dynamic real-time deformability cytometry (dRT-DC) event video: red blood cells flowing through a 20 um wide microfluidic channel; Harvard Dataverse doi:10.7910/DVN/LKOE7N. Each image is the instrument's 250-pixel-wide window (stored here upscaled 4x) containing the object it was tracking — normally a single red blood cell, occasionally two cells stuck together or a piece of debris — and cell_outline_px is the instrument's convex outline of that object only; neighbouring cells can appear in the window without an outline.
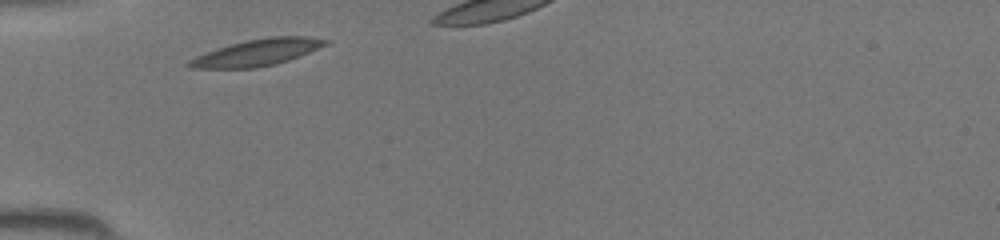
{"species": "common noctule bat (a hibernating species)", "species_latin": "Nyctalus noctula", "temperature_condition": "room temperature", "stored_images_in_passage": 10, "camera_frame_rate_fps": 3000, "um_per_image_px": 0.085, "animal": {"sex": "female", "body_mass_g": 19.5, "forearm_length_mm": 54.1}, "frame": {"image": 1, "passage_image": 1, "time_ms": 0.0, "image_size_px": [1000, 240], "cell_outline_px": [[332, 40], [328, 44], [288, 60], [276, 64], [256, 68], [188, 68], [184, 64], [188, 60], [196, 56], [216, 48], [228, 44], [268, 36], [308, 36]], "centroid_in_image_um": [21.83, 4.45], "position_along_channel_um": 63.2, "area_um2": 21.27}}
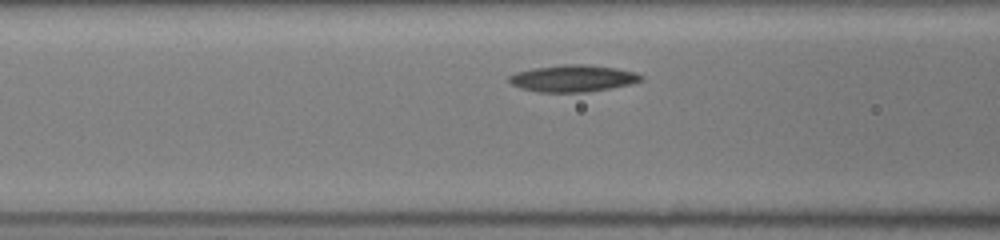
{"frame": {"image": 2, "passage_image": 5, "time_ms": 1.333, "image_size_px": [1000, 240], "cell_outline_px": [[644, 80], [628, 84], [588, 92], [536, 92], [520, 88], [512, 84], [508, 80], [508, 76], [516, 72], [532, 68], [564, 64], [584, 64], [616, 68], [636, 72], [644, 76]], "centroid_in_image_um": [48.68, 6.66], "position_along_channel_um": 117.9, "area_um2": 20.69}}
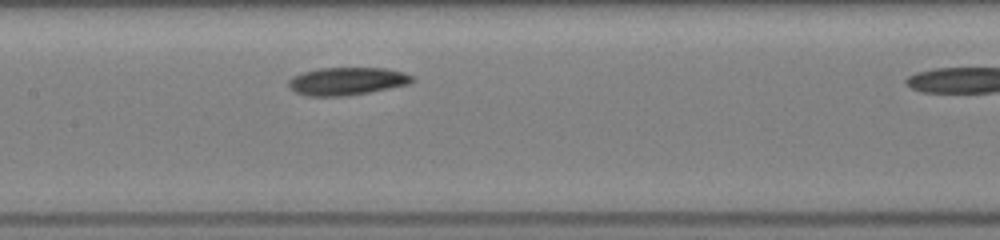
{"frame": {"image": 3, "passage_image": 9, "time_ms": 2.667, "image_size_px": [1000, 240], "cell_outline_px": [[416, 80], [408, 84], [348, 96], [308, 96], [296, 92], [288, 84], [288, 80], [292, 76], [304, 72], [320, 68], [388, 68], [404, 72], [412, 76]], "centroid_in_image_um": [29.51, 6.89], "position_along_channel_um": 177.9, "area_um2": 19.94}}